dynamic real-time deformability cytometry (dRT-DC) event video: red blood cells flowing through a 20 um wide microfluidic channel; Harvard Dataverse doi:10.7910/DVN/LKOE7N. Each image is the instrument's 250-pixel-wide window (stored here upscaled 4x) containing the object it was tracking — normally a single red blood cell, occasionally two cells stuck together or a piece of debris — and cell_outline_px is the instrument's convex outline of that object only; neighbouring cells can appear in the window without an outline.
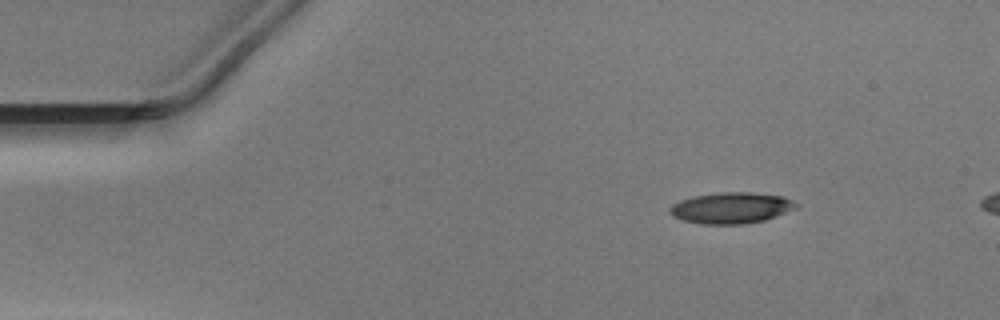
{"species": "Egyptian fruit bat (a non-hibernating species)", "species_latin": "Rousettus aegyptiacus", "temperature_condition": "warm", "stored_images_in_passage": 44, "camera_frame_rate_fps": 3000, "um_per_image_px": 0.085, "animal": {"sex": "male"}, "frame": {"image": 1, "passage_image": 1, "time_ms": 0.0, "image_size_px": [1000, 320], "cell_outline_px": [[800, 204], [796, 208], [776, 216], [764, 220], [744, 224], [700, 224], [684, 220], [672, 216], [668, 212], [668, 208], [672, 204], [680, 200], [692, 196], [716, 192], [752, 192], [784, 196]], "centroid_in_image_um": [62.14, 17.66], "position_along_channel_um": 22.9, "area_um2": 23.18}}
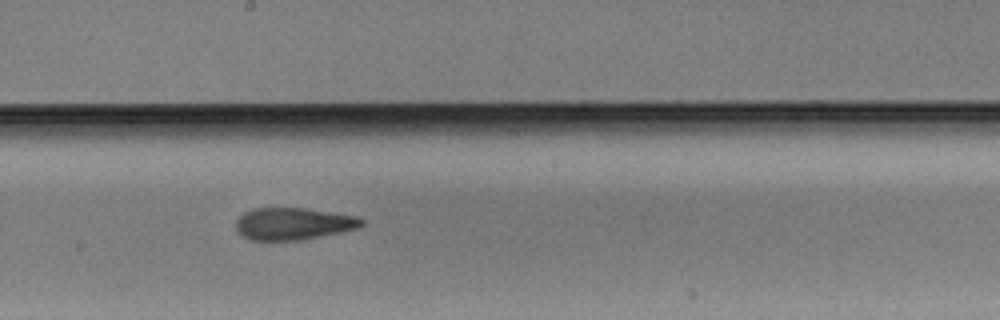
{"frame": {"image": 2, "passage_image": 22, "time_ms": 7.0, "image_size_px": [1000, 320], "cell_outline_px": [[364, 224], [360, 228], [300, 240], [252, 240], [244, 236], [236, 228], [236, 220], [244, 212], [252, 208], [304, 208], [356, 216], [364, 220]], "centroid_in_image_um": [24.94, 19.01], "position_along_channel_um": 223.3, "area_um2": 23.35}}
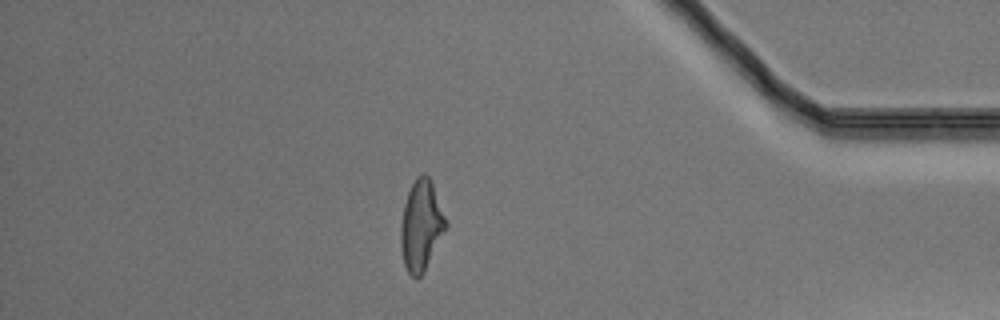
{"frame": {"image": 3, "passage_image": 38, "time_ms": 12.333, "image_size_px": [1000, 320], "cell_outline_px": [[448, 224], [424, 272], [416, 280], [408, 272], [404, 264], [400, 248], [400, 224], [404, 204], [408, 192], [416, 176], [420, 172], [424, 172], [428, 176], [432, 184]], "centroid_in_image_um": [35.77, 19.17], "position_along_channel_um": 399.4, "area_um2": 23.7}}